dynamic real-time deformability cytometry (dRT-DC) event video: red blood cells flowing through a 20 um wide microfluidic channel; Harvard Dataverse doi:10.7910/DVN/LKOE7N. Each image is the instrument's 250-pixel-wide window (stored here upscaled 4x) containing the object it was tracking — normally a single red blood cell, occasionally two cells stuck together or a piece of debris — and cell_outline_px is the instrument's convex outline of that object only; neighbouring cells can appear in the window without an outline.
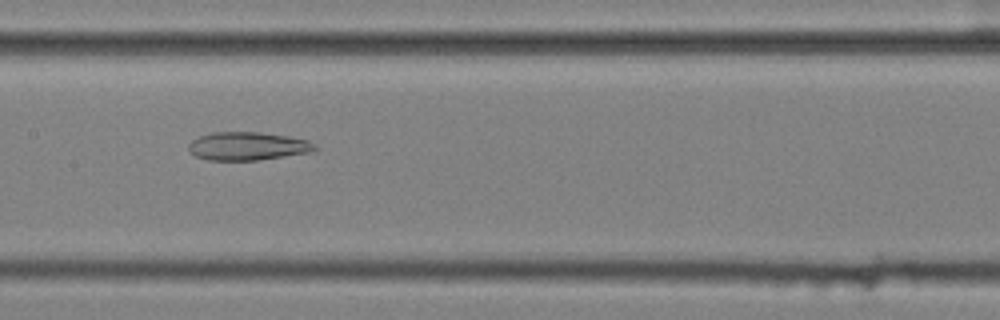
{"species": "common noctule bat (a hibernating species)", "species_latin": "Nyctalus noctula", "temperature_condition": "cold", "stored_images_in_passage": 48, "camera_frame_rate_fps": 3000, "um_per_image_px": 0.085, "animal": {"sex": "female", "body_mass_g": 25.1}, "frame": {"image": 1, "passage_image": 21, "time_ms": 6.667, "image_size_px": [1000, 320], "cell_outline_px": [[320, 148], [312, 152], [260, 160], [208, 160], [196, 156], [188, 148], [188, 144], [192, 140], [200, 136], [212, 132], [260, 132], [288, 136], [308, 140], [316, 144]], "centroid_in_image_um": [21.1, 12.42], "position_along_channel_um": 186.3, "area_um2": 20.92}}
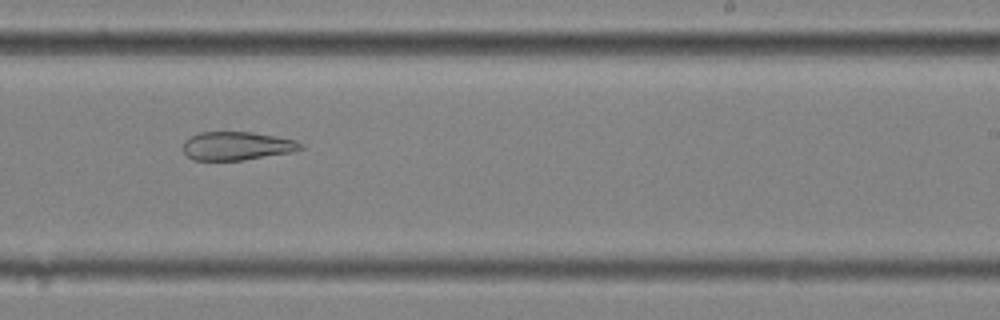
{"frame": {"image": 2, "passage_image": 28, "time_ms": 9.0, "image_size_px": [1000, 320], "cell_outline_px": [[304, 148], [292, 152], [240, 160], [192, 160], [184, 152], [184, 140], [188, 136], [200, 132], [252, 132], [296, 140]], "centroid_in_image_um": [20.09, 12.39], "position_along_channel_um": 268.9, "area_um2": 19.36}}
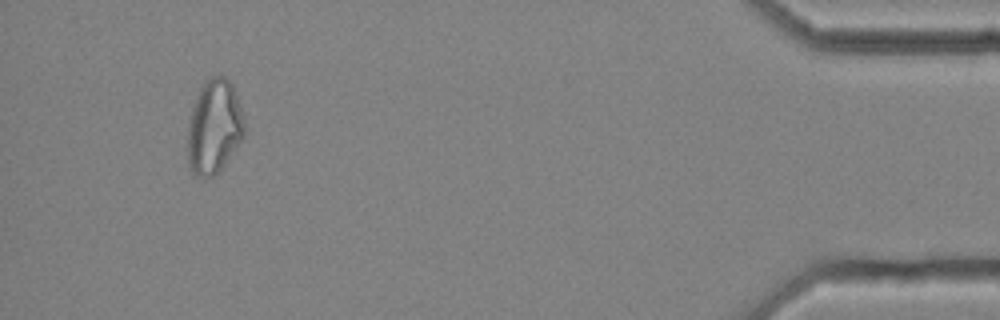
{"frame": {"image": 3, "passage_image": 46, "time_ms": 15.0, "image_size_px": [1000, 320], "cell_outline_px": [[244, 136], [220, 168], [212, 176], [204, 180], [196, 176], [188, 168], [188, 120], [196, 96], [204, 80], [212, 76], [224, 76], [232, 84], [244, 120]], "centroid_in_image_um": [18.16, 10.78], "position_along_channel_um": 417.0, "area_um2": 30.92}, "authors_computed_cell_mechanics": {"area_um2": 25.6054, "velocity_mm_per_s": 3.5486, "shape_relaxation_time_tau1_ms": null, "shape_relaxation_time_tau2_ms": 4.0796, "deformation_change_tau1": null, "deformation_change_tau2": 0.1305}}